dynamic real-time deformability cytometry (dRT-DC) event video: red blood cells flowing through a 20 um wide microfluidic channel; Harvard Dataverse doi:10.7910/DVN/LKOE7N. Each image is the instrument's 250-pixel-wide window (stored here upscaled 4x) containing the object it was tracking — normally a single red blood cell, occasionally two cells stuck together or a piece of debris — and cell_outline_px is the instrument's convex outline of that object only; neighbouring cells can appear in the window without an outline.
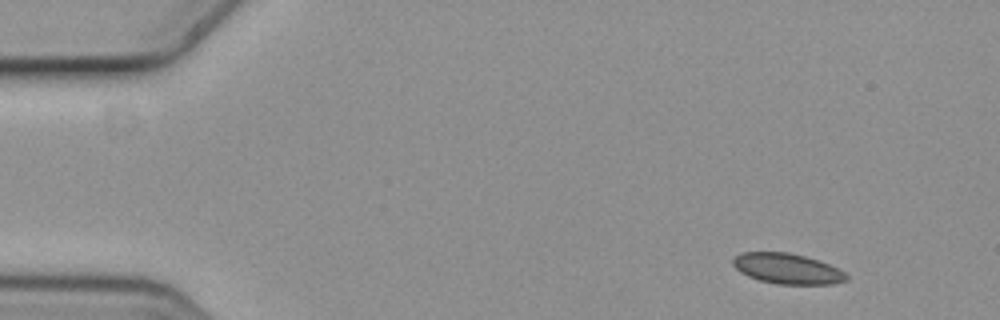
{"species": "common noctule bat (a hibernating species)", "species_latin": "Nyctalus noctula", "temperature_condition": "cold", "stored_images_in_passage": 5, "camera_frame_rate_fps": 3000, "um_per_image_px": 0.085, "animal": {"sex": "female", "body_mass_g": 19.3, "forearm_length_mm": 54.1}, "frame": {"image": 1, "passage_image": 1, "time_ms": 0.0, "image_size_px": [1000, 320], "cell_outline_px": [[848, 280], [832, 284], [776, 284], [760, 280], [748, 276], [740, 272], [732, 264], [732, 256], [740, 252], [788, 252], [820, 260], [844, 272], [848, 276]], "centroid_in_image_um": [66.88, 22.83], "position_along_channel_um": 18.1, "area_um2": 20.23}}
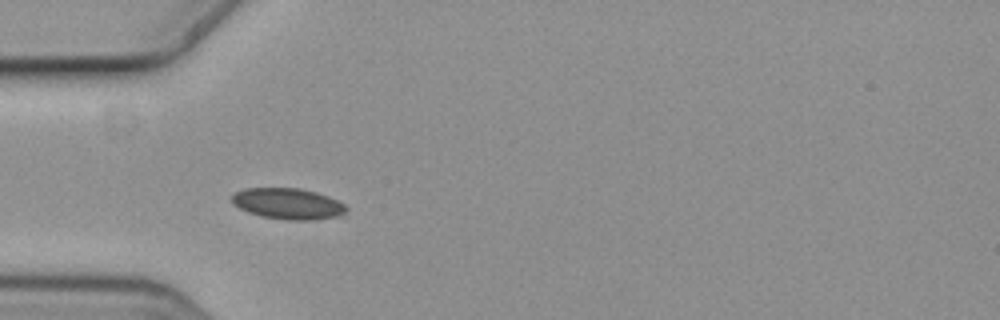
{"frame": {"image": 2, "passage_image": 4, "time_ms": 1.0, "image_size_px": [1000, 320], "cell_outline_px": [[348, 208], [344, 216], [316, 220], [284, 220], [260, 216], [248, 212], [232, 204], [232, 192], [244, 188], [300, 188], [316, 192], [340, 200]], "centroid_in_image_um": [24.51, 17.32], "position_along_channel_um": 60.5, "area_um2": 21.21}}
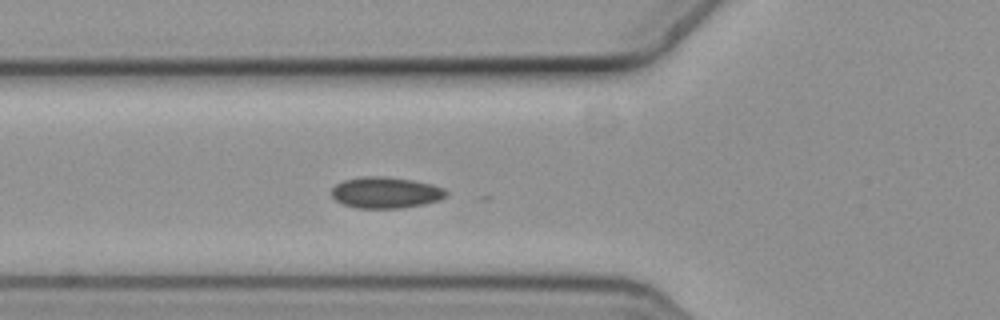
{"frame": {"image": 3, "passage_image": 5, "time_ms": 1.333, "image_size_px": [1000, 320], "cell_outline_px": [[448, 196], [440, 200], [424, 204], [404, 208], [356, 208], [344, 204], [336, 200], [332, 196], [332, 188], [336, 184], [344, 180], [368, 176], [380, 176], [412, 180], [432, 184], [444, 188], [448, 192]], "centroid_in_image_um": [32.83, 16.38], "position_along_channel_um": 93.0, "area_um2": 20.87}}